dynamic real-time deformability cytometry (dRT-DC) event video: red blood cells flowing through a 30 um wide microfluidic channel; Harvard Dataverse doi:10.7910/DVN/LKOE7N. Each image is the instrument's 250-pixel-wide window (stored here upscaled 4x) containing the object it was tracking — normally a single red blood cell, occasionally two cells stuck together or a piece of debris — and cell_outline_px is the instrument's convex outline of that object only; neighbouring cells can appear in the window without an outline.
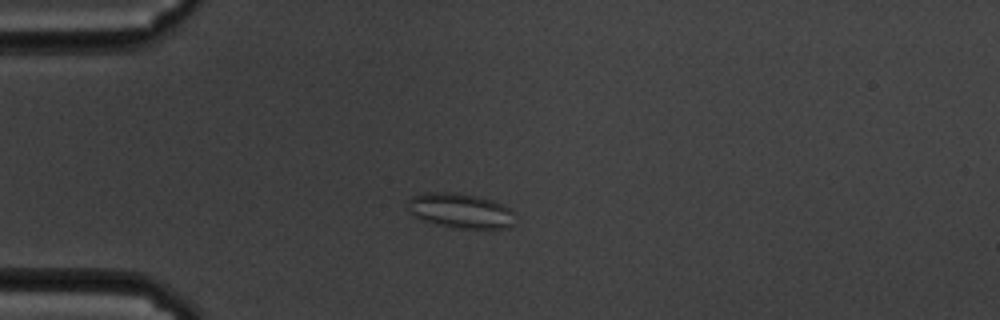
{"species": "common noctule bat (a hibernating species)", "species_latin": "Nyctalus noctula", "temperature_condition": "cold", "stored_images_in_passage": 45, "camera_frame_rate_fps": 3000, "um_per_image_px": 0.085, "animal": {"sex": "male", "body_mass_g": 19.5, "forearm_length_mm": 54.6}, "frame": {"image": 1, "passage_image": 1, "time_ms": 0.0, "image_size_px": [1000, 320], "cell_outline_px": [[516, 224], [512, 228], [452, 228], [436, 224], [424, 220], [416, 216], [408, 208], [408, 200], [412, 196], [424, 192], [456, 192], [476, 196], [492, 200], [508, 208], [512, 212]], "centroid_in_image_um": [39.16, 17.91], "position_along_channel_um": 45.8, "area_um2": 21.79}}
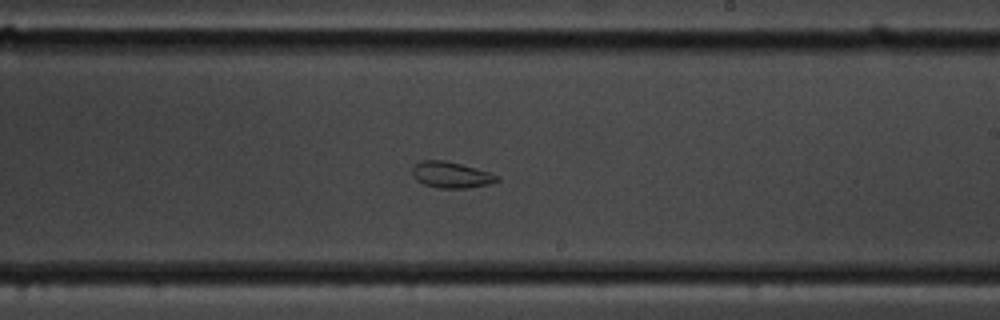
{"frame": {"image": 2, "passage_image": 21, "time_ms": 6.667, "image_size_px": [1000, 320], "cell_outline_px": [[500, 180], [488, 184], [468, 188], [440, 188], [424, 184], [416, 180], [412, 176], [412, 168], [420, 160], [444, 160], [476, 168], [500, 176]], "centroid_in_image_um": [38.33, 14.86], "position_along_channel_um": 250.7, "area_um2": 12.89}}
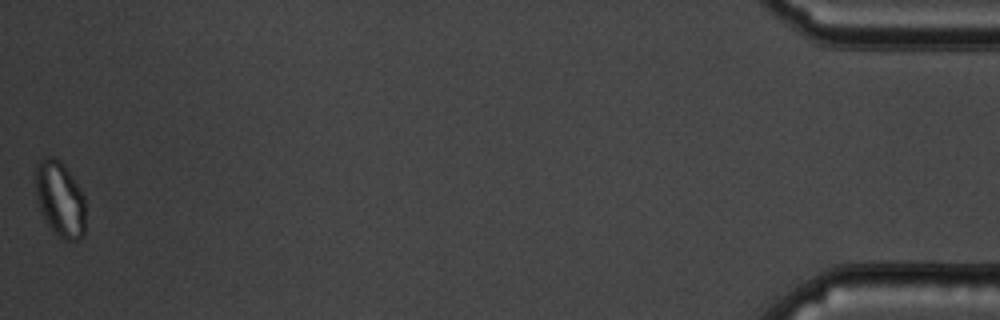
{"frame": {"image": 3, "passage_image": 45, "time_ms": 14.667, "image_size_px": [1000, 320], "cell_outline_px": [[84, 236], [76, 240], [64, 240], [56, 236], [48, 224], [36, 200], [36, 164], [44, 156], [52, 156], [60, 160], [64, 164], [72, 176], [84, 196]], "centroid_in_image_um": [5.09, 16.91], "position_along_channel_um": 430.1, "area_um2": 21.96}}